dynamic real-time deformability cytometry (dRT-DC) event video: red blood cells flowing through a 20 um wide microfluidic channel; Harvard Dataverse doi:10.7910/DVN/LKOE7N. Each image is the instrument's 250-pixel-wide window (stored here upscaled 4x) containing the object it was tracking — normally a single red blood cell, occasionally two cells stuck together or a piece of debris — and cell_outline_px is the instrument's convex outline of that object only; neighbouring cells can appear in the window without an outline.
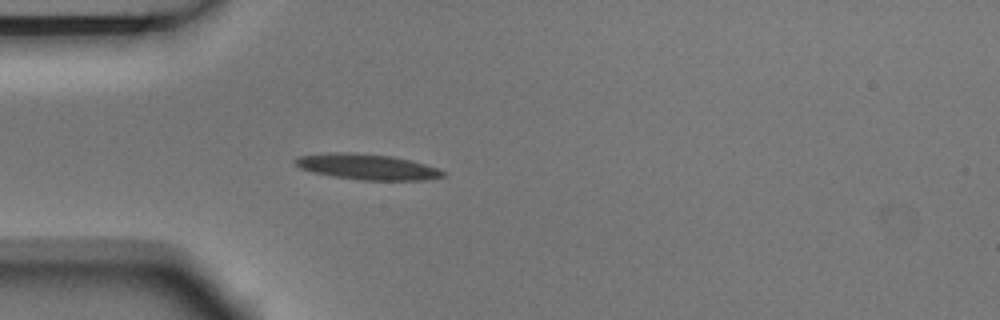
{"species": "Egyptian fruit bat (a non-hibernating species)", "species_latin": "Rousettus aegyptiacus", "temperature_condition": "room temperature", "stored_images_in_passage": 3, "camera_frame_rate_fps": 3000, "um_per_image_px": 0.085, "animal": {"sex": "male"}, "frame": {"image": 1, "passage_image": 3, "time_ms": 0.667, "image_size_px": [1000, 320], "cell_outline_px": [[448, 176], [424, 180], [360, 180], [332, 176], [312, 172], [300, 168], [292, 160], [296, 156], [328, 152], [344, 152], [392, 156], [424, 164], [448, 172]], "centroid_in_image_um": [31.19, 14.18], "position_along_channel_um": 53.8, "area_um2": 22.2}}